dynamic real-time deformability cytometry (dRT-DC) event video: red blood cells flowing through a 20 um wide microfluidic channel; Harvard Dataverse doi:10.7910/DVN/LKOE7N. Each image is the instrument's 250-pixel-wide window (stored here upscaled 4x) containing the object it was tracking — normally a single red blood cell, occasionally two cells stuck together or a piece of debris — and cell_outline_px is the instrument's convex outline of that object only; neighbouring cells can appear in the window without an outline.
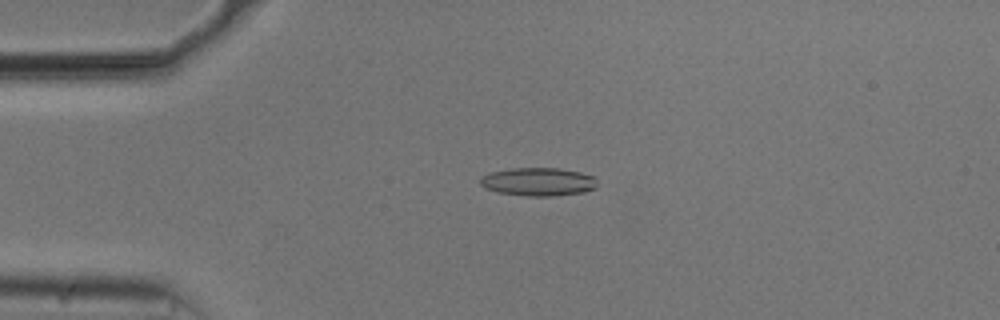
{"species": "common noctule bat (a hibernating species)", "species_latin": "Nyctalus noctula", "temperature_condition": "cold", "stored_images_in_passage": 51, "camera_frame_rate_fps": 3000, "um_per_image_px": 0.085, "animal": {"sex": "male", "body_mass_g": 20.5, "forearm_length_mm": 52.5}, "frame": {"image": 1, "passage_image": 10, "time_ms": 3.0, "image_size_px": [1000, 320], "cell_outline_px": [[596, 188], [584, 192], [552, 196], [528, 196], [496, 192], [484, 188], [480, 184], [480, 176], [492, 172], [512, 168], [560, 168], [580, 172], [596, 176]], "centroid_in_image_um": [45.75, 15.45], "position_along_channel_um": 39.2, "area_um2": 19.42}}
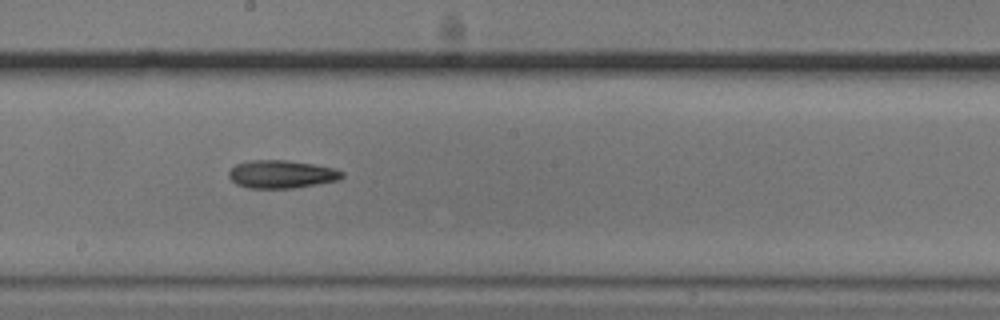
{"frame": {"image": 2, "passage_image": 27, "time_ms": 8.667, "image_size_px": [1000, 320], "cell_outline_px": [[344, 176], [340, 180], [292, 188], [248, 188], [236, 184], [228, 176], [228, 172], [236, 164], [248, 160], [288, 160], [312, 164], [332, 168], [344, 172]], "centroid_in_image_um": [23.91, 14.81], "position_along_channel_um": 224.3, "area_um2": 18.44}}
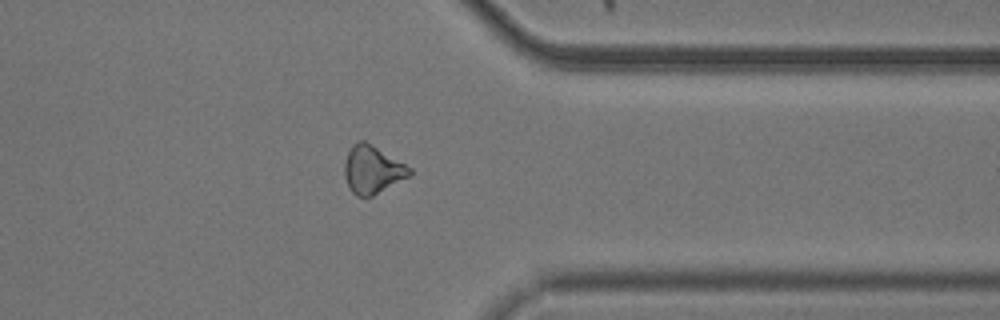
{"frame": {"image": 3, "passage_image": 40, "time_ms": 13.0, "image_size_px": [1000, 320], "cell_outline_px": [[412, 176], [372, 196], [356, 196], [348, 188], [344, 176], [344, 164], [348, 152], [352, 144], [360, 140], [364, 140], [412, 168]], "centroid_in_image_um": [31.66, 14.43], "position_along_channel_um": 379.7, "area_um2": 18.26}}